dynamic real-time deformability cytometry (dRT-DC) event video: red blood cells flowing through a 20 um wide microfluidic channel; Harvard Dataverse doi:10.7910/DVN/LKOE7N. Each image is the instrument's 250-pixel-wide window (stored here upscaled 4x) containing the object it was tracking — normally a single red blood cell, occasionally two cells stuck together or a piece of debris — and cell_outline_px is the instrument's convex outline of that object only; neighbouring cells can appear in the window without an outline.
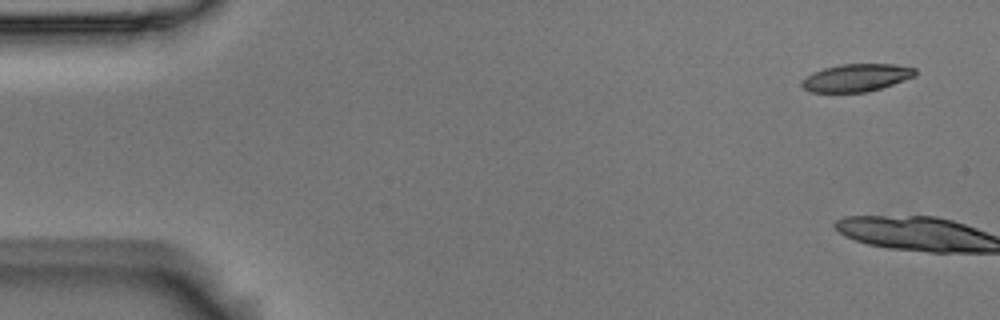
{"species": "Egyptian fruit bat (a non-hibernating species)", "species_latin": "Rousettus aegyptiacus", "temperature_condition": "room temperature", "stored_images_in_passage": 5, "camera_frame_rate_fps": 3000, "um_per_image_px": 0.085, "animal": {"sex": "male"}, "frame": {"image": 1, "passage_image": 1, "time_ms": 0.0, "image_size_px": [1000, 320], "cell_outline_px": [[916, 76], [868, 92], [812, 92], [804, 88], [800, 84], [800, 80], [812, 72], [824, 68], [840, 64], [896, 64], [916, 68]], "centroid_in_image_um": [72.78, 6.6], "position_along_channel_um": 12.2, "area_um2": 18.32}}